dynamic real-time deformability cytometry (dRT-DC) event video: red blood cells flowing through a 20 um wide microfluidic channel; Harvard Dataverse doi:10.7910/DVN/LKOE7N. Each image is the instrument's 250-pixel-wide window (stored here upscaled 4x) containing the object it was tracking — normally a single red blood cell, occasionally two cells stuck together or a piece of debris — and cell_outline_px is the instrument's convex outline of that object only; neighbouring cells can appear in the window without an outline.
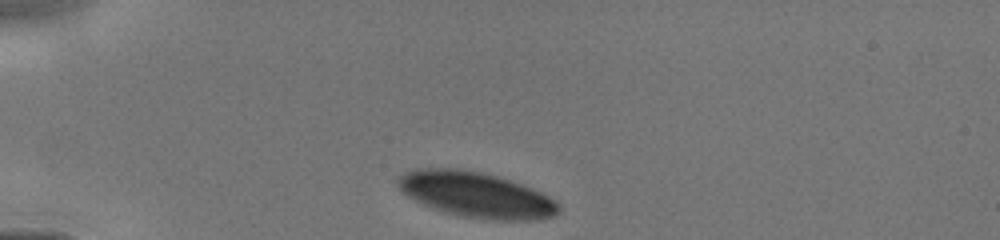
{"species": "human", "species_latin": "Homo sapiens", "temperature_condition": "cold", "stored_images_in_passage": 3, "camera_frame_rate_fps": 3000, "um_per_image_px": 0.085, "donor": {"sex": "male"}, "frame": {"image": 1, "passage_image": 1, "time_ms": 0.0, "image_size_px": [1000, 240], "cell_outline_px": [[560, 212], [552, 216], [540, 220], [492, 220], [464, 216], [444, 212], [432, 208], [408, 196], [396, 184], [396, 180], [400, 176], [408, 172], [420, 168], [456, 168], [480, 172], [496, 176], [520, 184], [540, 192], [556, 200], [560, 204]], "centroid_in_image_um": [40.5, 16.56], "position_along_channel_um": 44.5, "area_um2": 42.19}}
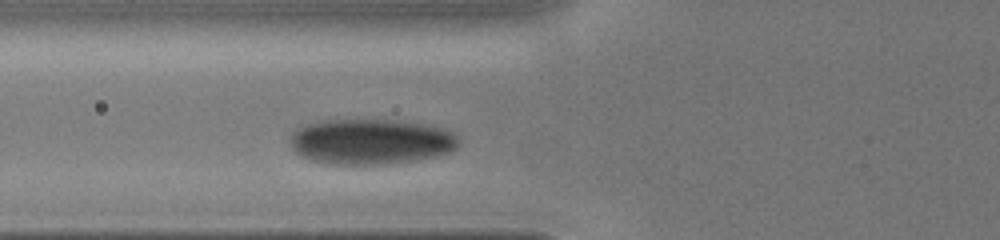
{"frame": {"image": 2, "passage_image": 3, "time_ms": 2.0, "image_size_px": [1000, 240], "cell_outline_px": [[460, 144], [452, 152], [436, 156], [412, 160], [384, 164], [328, 164], [312, 160], [296, 152], [292, 148], [288, 140], [292, 132], [296, 128], [308, 124], [324, 120], [388, 120], [420, 124], [440, 128], [452, 132], [460, 140]], "centroid_in_image_um": [31.5, 12.04], "position_along_channel_um": 94.3, "area_um2": 44.39}}